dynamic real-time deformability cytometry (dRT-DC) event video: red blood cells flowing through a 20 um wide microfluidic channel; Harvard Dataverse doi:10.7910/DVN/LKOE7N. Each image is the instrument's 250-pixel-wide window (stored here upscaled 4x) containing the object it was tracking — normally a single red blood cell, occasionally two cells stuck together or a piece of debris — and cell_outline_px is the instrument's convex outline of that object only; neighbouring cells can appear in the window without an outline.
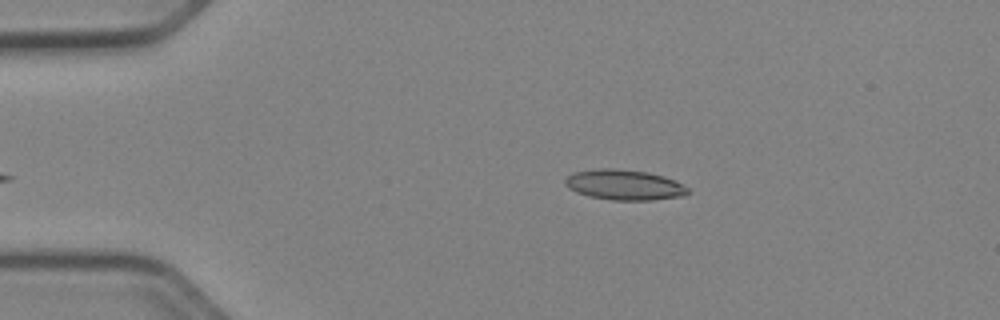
{"species": "Egyptian fruit bat (a non-hibernating species)", "species_latin": "Rousettus aegyptiacus", "temperature_condition": "cold", "stored_images_in_passage": 36, "camera_frame_rate_fps": 3000, "um_per_image_px": 0.085, "animal": {"sex": "female"}, "frame": {"image": 1, "passage_image": 2, "time_ms": 0.333, "image_size_px": [1000, 320], "cell_outline_px": [[688, 192], [684, 196], [652, 200], [612, 200], [588, 196], [576, 192], [568, 188], [564, 184], [564, 180], [572, 172], [596, 168], [616, 168], [648, 172], [664, 176], [688, 188]], "centroid_in_image_um": [53.01, 15.7], "position_along_channel_um": 32.0, "area_um2": 21.79}}
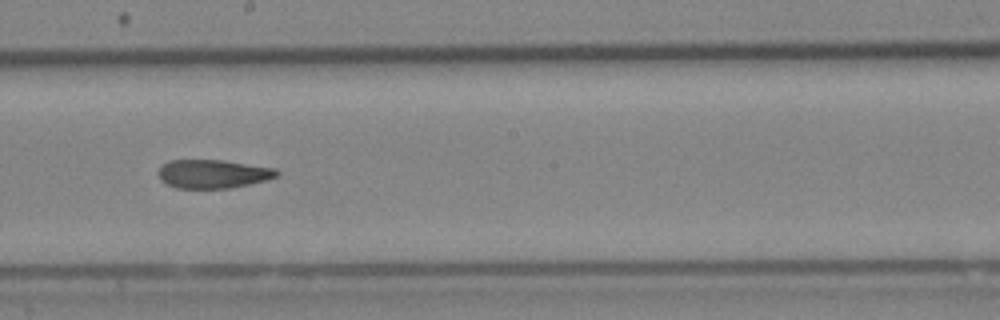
{"frame": {"image": 2, "passage_image": 21, "time_ms": 6.667, "image_size_px": [1000, 320], "cell_outline_px": [[280, 172], [276, 176], [264, 180], [232, 188], [176, 188], [160, 180], [156, 172], [168, 160], [224, 160], [276, 168]], "centroid_in_image_um": [18.08, 14.77], "position_along_channel_um": 230.1, "area_um2": 19.77}}
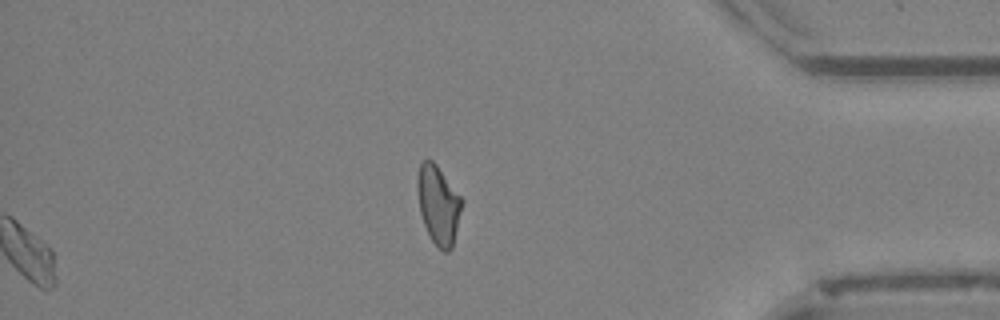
{"frame": {"image": 3, "passage_image": 36, "time_ms": 11.667, "image_size_px": [1000, 320], "cell_outline_px": [[464, 200], [452, 248], [448, 252], [444, 252], [432, 240], [424, 224], [420, 212], [416, 188], [416, 184], [420, 164], [424, 160], [432, 160], [436, 164]], "centroid_in_image_um": [37.27, 17.4], "position_along_channel_um": 397.9, "area_um2": 20.29}, "authors_computed_cell_mechanics": {"area_um2": 20.6057, "velocity_mm_per_s": 3.9607, "shape_relaxation_time_tau1_ms": null, "shape_relaxation_time_tau2_ms": 4.0741, "deformation_change_tau1": null, "deformation_change_tau2": 0.1069}}